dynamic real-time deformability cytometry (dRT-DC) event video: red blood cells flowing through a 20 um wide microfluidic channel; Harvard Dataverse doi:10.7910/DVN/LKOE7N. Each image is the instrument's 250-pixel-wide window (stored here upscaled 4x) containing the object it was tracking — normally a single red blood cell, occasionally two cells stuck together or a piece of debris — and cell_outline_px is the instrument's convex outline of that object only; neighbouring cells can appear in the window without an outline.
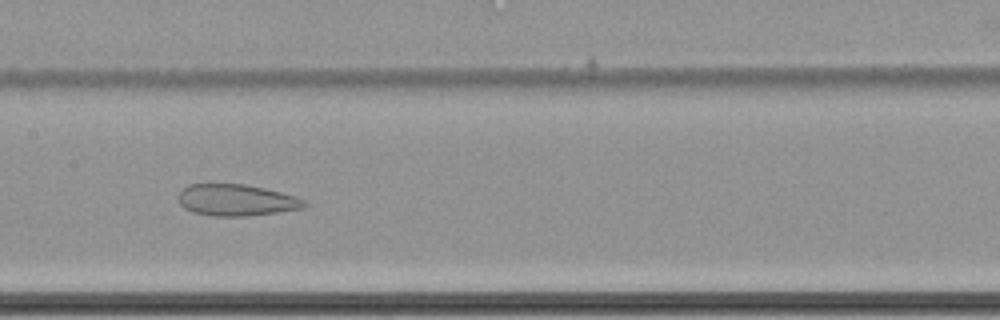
{"species": "common noctule bat (a hibernating species)", "species_latin": "Nyctalus noctula", "temperature_condition": "cold", "stored_images_in_passage": 65, "camera_frame_rate_fps": 3000, "um_per_image_px": 0.085, "animal": {"sex": "female", "body_mass_g": 22.7, "forearm_length_mm": 54.2}, "frame": {"image": 1, "passage_image": 36, "time_ms": 11.667, "image_size_px": [1000, 320], "cell_outline_px": [[308, 204], [304, 208], [248, 216], [216, 216], [192, 212], [184, 208], [180, 204], [180, 192], [188, 184], [208, 180], [244, 184], [264, 188], [296, 196], [308, 200]], "centroid_in_image_um": [20.07, 16.96], "position_along_channel_um": 187.3, "area_um2": 23.93}}
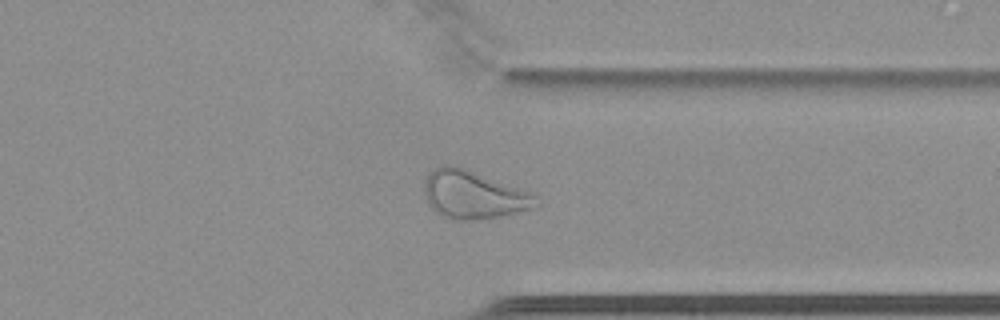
{"frame": {"image": 2, "passage_image": 52, "time_ms": 17.0, "image_size_px": [1000, 320], "cell_outline_px": [[540, 196], [536, 208], [496, 216], [460, 220], [456, 220], [444, 216], [436, 212], [428, 204], [424, 196], [424, 184], [432, 168], [444, 164], [456, 164]], "centroid_in_image_um": [40.22, 16.51], "position_along_channel_um": 371.2, "area_um2": 31.21}}
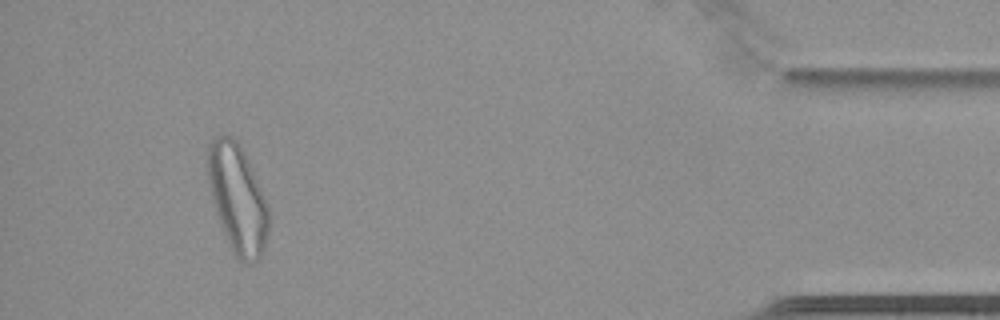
{"frame": {"image": 3, "passage_image": 61, "time_ms": 20.0, "image_size_px": [1000, 320], "cell_outline_px": [[268, 232], [264, 248], [260, 260], [252, 264], [244, 264], [236, 260], [232, 252], [216, 212], [212, 200], [208, 180], [208, 144], [216, 136], [228, 136], [236, 140], [240, 144], [248, 160], [268, 204]], "centroid_in_image_um": [20.2, 16.95], "position_along_channel_um": 415.0, "area_um2": 38.44}}